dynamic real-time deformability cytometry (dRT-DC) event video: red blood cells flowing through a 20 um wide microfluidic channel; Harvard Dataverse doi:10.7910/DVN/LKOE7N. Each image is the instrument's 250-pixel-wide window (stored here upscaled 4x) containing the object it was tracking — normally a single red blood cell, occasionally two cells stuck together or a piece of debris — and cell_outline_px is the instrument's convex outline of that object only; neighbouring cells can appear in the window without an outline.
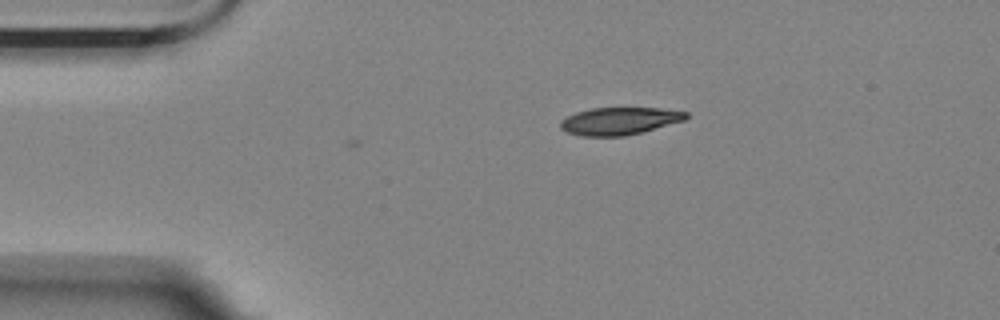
{"species": "Egyptian fruit bat (a non-hibernating species)", "species_latin": "Rousettus aegyptiacus", "temperature_condition": "room temperature", "stored_images_in_passage": 2, "camera_frame_rate_fps": 3000, "um_per_image_px": 0.085, "animal": {"sex": "female"}, "frame": {"image": 1, "passage_image": 2, "time_ms": 0.333, "image_size_px": [1000, 320], "cell_outline_px": [[688, 116], [684, 120], [644, 132], [624, 136], [580, 136], [568, 132], [560, 128], [560, 120], [576, 112], [592, 108], [660, 108], [688, 112]], "centroid_in_image_um": [52.65, 10.29], "position_along_channel_um": 32.4, "area_um2": 20.11}}